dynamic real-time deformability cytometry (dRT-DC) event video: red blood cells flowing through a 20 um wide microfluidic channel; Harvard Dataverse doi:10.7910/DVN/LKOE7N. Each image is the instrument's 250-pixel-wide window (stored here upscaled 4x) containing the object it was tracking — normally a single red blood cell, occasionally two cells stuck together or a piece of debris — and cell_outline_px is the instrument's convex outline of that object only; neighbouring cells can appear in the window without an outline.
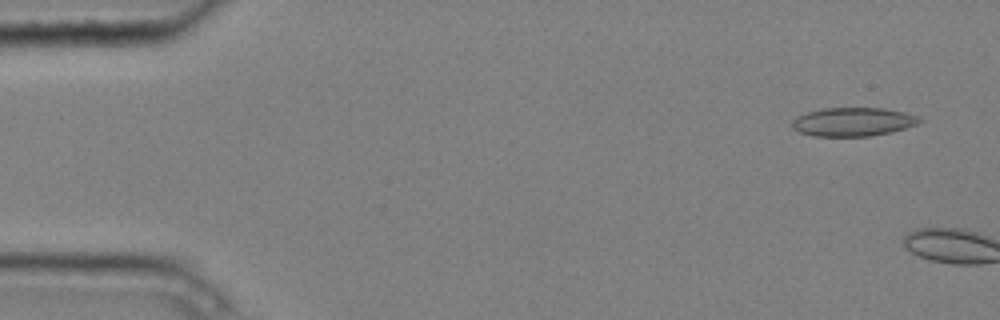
{"species": "common noctule bat (a hibernating species)", "species_latin": "Nyctalus noctula", "temperature_condition": "cold", "stored_images_in_passage": 2, "camera_frame_rate_fps": 3000, "um_per_image_px": 0.085, "animal": {"sex": "male", "body_mass_g": 20.4}, "frame": {"image": 1, "passage_image": 1, "time_ms": 0.0, "image_size_px": [1000, 320], "cell_outline_px": [[924, 120], [916, 124], [892, 132], [872, 136], [812, 136], [800, 132], [792, 128], [792, 120], [796, 116], [808, 112], [824, 108], [884, 108], [904, 112], [920, 116]], "centroid_in_image_um": [72.52, 10.36], "position_along_channel_um": 12.5, "area_um2": 21.39}}